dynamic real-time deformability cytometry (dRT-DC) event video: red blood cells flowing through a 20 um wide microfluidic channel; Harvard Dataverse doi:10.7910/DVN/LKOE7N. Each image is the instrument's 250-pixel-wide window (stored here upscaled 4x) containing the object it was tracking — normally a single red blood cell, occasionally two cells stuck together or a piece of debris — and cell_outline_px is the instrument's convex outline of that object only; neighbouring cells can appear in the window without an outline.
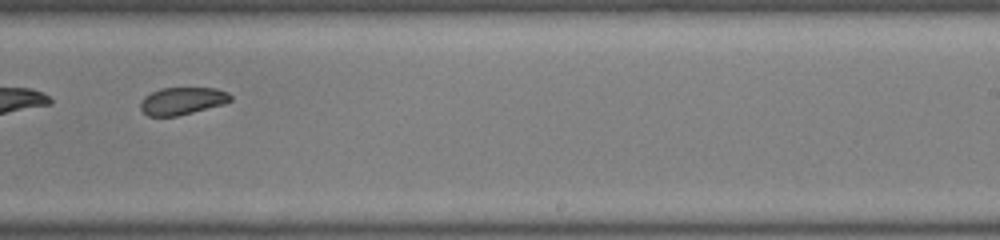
{"species": "common noctule bat (a hibernating species)", "species_latin": "Nyctalus noctula", "temperature_condition": "warm", "stored_images_in_passage": 29, "camera_frame_rate_fps": 3000, "um_per_image_px": 0.085, "animal": {"sex": "male", "body_mass_g": 19.0, "forearm_length_mm": 50.8}, "frame": {"image": 1, "passage_image": 17, "time_ms": 5.333, "image_size_px": [1000, 240], "cell_outline_px": [[232, 100], [224, 104], [176, 116], [148, 116], [140, 108], [140, 100], [144, 96], [160, 88], [216, 88], [228, 92], [232, 96]], "centroid_in_image_um": [15.49, 8.57], "position_along_channel_um": 273.5, "area_um2": 14.39}}